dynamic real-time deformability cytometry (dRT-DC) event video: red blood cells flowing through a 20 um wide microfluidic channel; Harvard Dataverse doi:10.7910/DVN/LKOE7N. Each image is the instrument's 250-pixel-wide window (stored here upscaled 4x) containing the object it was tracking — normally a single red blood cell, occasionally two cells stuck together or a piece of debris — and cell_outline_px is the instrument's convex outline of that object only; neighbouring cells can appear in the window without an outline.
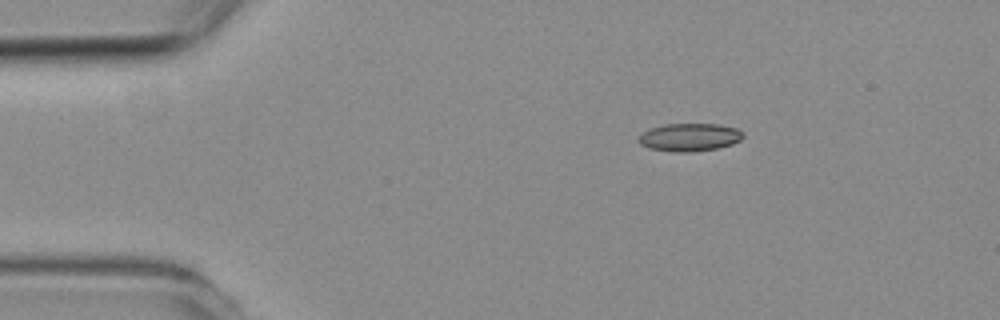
{"species": "common noctule bat (a hibernating species)", "species_latin": "Nyctalus noctula", "temperature_condition": "room temperature", "stored_images_in_passage": 3, "camera_frame_rate_fps": 3000, "um_per_image_px": 0.085, "animal": {"sex": "female", "body_mass_g": 19.3, "forearm_length_mm": 54.1}, "frame": {"image": 1, "passage_image": 1, "time_ms": 0.0, "image_size_px": [1000, 320], "cell_outline_px": [[744, 136], [740, 140], [732, 144], [716, 148], [692, 152], [676, 152], [648, 148], [640, 144], [636, 140], [636, 136], [640, 132], [664, 124], [716, 124], [736, 128]], "centroid_in_image_um": [58.53, 11.67], "position_along_channel_um": 26.5, "area_um2": 17.05}}